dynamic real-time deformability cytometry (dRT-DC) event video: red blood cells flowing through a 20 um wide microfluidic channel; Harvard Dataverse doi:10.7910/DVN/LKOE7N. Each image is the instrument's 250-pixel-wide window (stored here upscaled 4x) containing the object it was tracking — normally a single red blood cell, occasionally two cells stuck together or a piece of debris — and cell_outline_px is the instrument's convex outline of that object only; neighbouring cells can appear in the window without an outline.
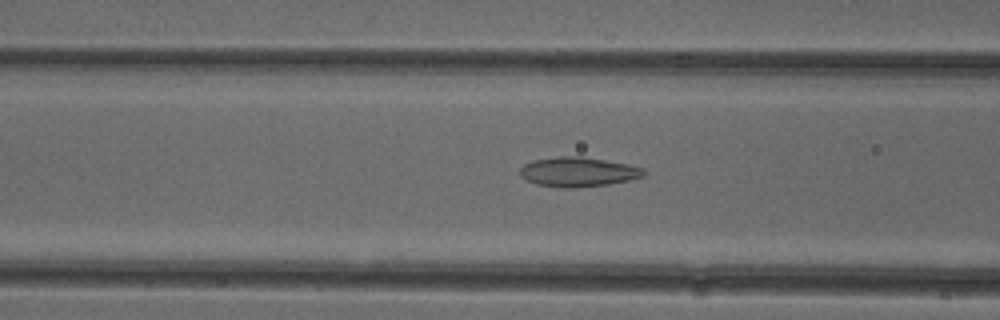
{"species": "common noctule bat (a hibernating species)", "species_latin": "Nyctalus noctula", "temperature_condition": "cold", "stored_images_in_passage": 49, "camera_frame_rate_fps": 3000, "um_per_image_px": 0.085, "animal": {"sex": "female"}, "frame": {"image": 1, "passage_image": 17, "time_ms": 5.333, "image_size_px": [1000, 320], "cell_outline_px": [[644, 176], [628, 180], [608, 184], [572, 188], [560, 188], [536, 184], [520, 176], [520, 168], [524, 164], [532, 160], [560, 156], [580, 156], [628, 164], [644, 168]], "centroid_in_image_um": [49.11, 14.61], "position_along_channel_um": 117.5, "area_um2": 21.27}}
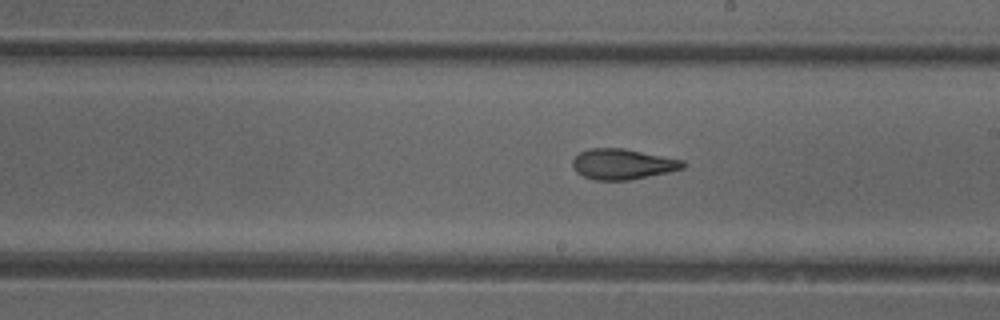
{"frame": {"image": 2, "passage_image": 26, "time_ms": 8.333, "image_size_px": [1000, 320], "cell_outline_px": [[688, 164], [684, 168], [668, 172], [628, 180], [596, 180], [584, 176], [576, 172], [572, 164], [572, 160], [580, 152], [588, 148], [624, 148], [684, 160]], "centroid_in_image_um": [52.94, 13.94], "position_along_channel_um": 236.1, "area_um2": 19.65}}
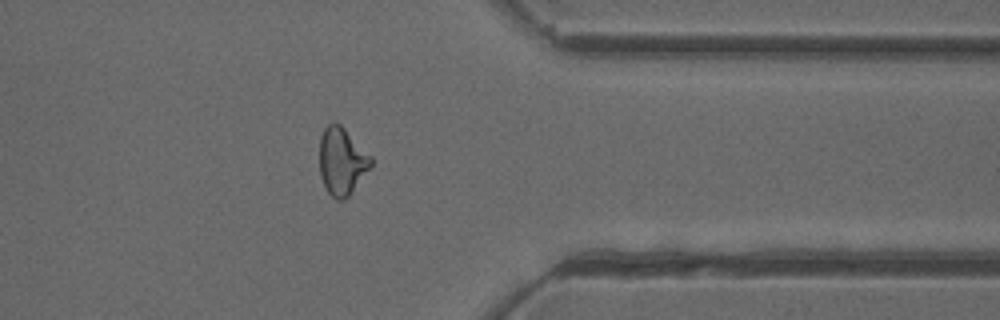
{"frame": {"image": 3, "passage_image": 38, "time_ms": 12.333, "image_size_px": [1000, 320], "cell_outline_px": [[372, 164], [348, 196], [344, 200], [336, 200], [324, 188], [320, 176], [320, 136], [324, 128], [328, 124], [340, 124], [372, 156]], "centroid_in_image_um": [29.04, 13.71], "position_along_channel_um": 382.4, "area_um2": 20.0}, "authors_computed_cell_mechanics": {"area_um2": 20.5768, "velocity_mm_per_s": 3.9543, "shape_relaxation_time_tau1_ms": null, "shape_relaxation_time_tau2_ms": 2.6287, "deformation_change_tau1": null, "deformation_change_tau2": 0.1038}}